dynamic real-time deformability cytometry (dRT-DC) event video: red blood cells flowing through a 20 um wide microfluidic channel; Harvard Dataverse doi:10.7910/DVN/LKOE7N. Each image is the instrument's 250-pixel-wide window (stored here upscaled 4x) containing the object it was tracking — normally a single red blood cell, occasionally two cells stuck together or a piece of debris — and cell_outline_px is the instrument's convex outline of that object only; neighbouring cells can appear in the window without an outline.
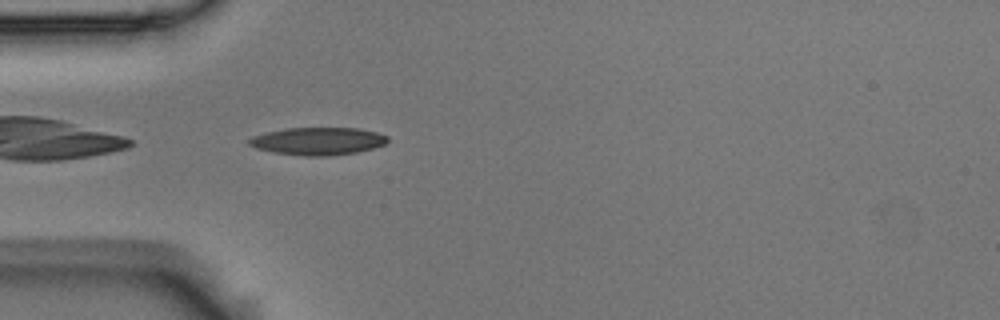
{"species": "Egyptian fruit bat (a non-hibernating species)", "species_latin": "Rousettus aegyptiacus", "temperature_condition": "room temperature", "stored_images_in_passage": 1, "camera_frame_rate_fps": 3000, "um_per_image_px": 0.085, "animal": {"sex": "male"}, "frame": {"image": 1, "passage_image": 1, "time_ms": 0.0, "image_size_px": [1000, 320], "cell_outline_px": [[388, 140], [384, 144], [372, 148], [356, 152], [328, 156], [304, 156], [272, 152], [256, 148], [248, 144], [248, 140], [252, 136], [268, 132], [288, 128], [356, 128], [376, 132], [388, 136]], "centroid_in_image_um": [27.0, 12.0], "position_along_channel_um": 58.0, "area_um2": 22.14}}